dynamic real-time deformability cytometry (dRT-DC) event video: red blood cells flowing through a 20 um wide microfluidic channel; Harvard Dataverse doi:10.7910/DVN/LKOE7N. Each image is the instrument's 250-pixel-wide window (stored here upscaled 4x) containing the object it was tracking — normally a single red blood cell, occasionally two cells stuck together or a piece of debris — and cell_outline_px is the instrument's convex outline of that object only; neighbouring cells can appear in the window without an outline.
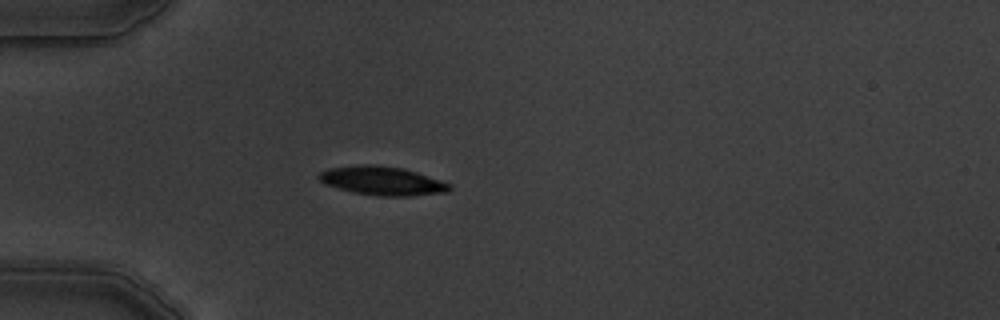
{"species": "common noctule bat (a hibernating species)", "species_latin": "Nyctalus noctula", "temperature_condition": "warm", "stored_images_in_passage": 4, "camera_frame_rate_fps": 3000, "um_per_image_px": 0.085, "animal": {"sex": "male", "body_mass_g": 19.5, "forearm_length_mm": 54.6}, "frame": {"image": 1, "passage_image": 4, "time_ms": 3.333, "image_size_px": [1000, 320], "cell_outline_px": [[452, 188], [448, 192], [408, 196], [380, 196], [356, 192], [324, 184], [316, 176], [320, 172], [328, 168], [360, 164], [376, 164], [404, 168], [452, 184]], "centroid_in_image_um": [32.5, 15.35], "position_along_channel_um": 52.5, "area_um2": 21.91}}